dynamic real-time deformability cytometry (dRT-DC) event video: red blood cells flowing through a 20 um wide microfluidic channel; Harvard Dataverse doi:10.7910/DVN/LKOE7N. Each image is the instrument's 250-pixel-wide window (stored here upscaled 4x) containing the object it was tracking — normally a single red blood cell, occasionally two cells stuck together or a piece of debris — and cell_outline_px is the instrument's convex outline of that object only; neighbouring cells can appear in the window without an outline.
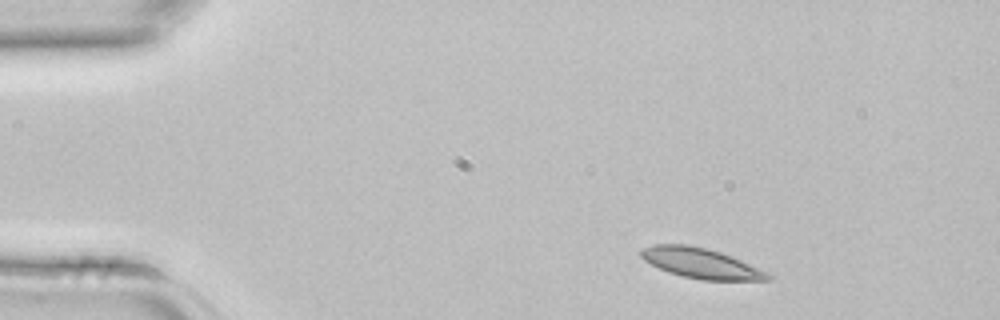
{"species": "common noctule bat (a hibernating species)", "species_latin": "Nyctalus noctula", "temperature_condition": "room temperature", "stored_images_in_passage": 2, "camera_frame_rate_fps": 3000, "um_per_image_px": 0.085, "animal": {"sex": "female", "body_mass_g": 22.7, "forearm_length_mm": 54.2}, "frame": {"image": 1, "passage_image": 1, "time_ms": 0.0, "image_size_px": [1000, 320], "cell_outline_px": [[772, 276], [768, 280], [700, 280], [668, 272], [644, 260], [640, 256], [640, 252], [644, 248], [652, 244], [688, 244], [708, 248], [732, 256], [772, 272]], "centroid_in_image_um": [59.65, 22.37], "position_along_channel_um": 25.4, "area_um2": 22.54}}